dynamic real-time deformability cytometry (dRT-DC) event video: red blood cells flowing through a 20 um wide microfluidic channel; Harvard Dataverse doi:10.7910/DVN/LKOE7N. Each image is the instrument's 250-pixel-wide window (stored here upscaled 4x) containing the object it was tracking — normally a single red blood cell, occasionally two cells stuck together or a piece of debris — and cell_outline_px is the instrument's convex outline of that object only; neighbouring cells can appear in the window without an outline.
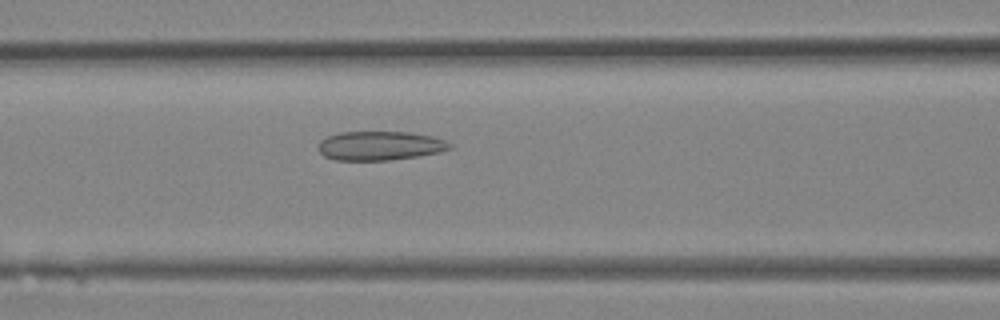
{"species": "Egyptian fruit bat (a non-hibernating species)", "species_latin": "Rousettus aegyptiacus", "temperature_condition": "room temperature", "stored_images_in_passage": 17, "camera_frame_rate_fps": 3000, "um_per_image_px": 0.085, "animal": {"sex": "female"}, "frame": {"image": 1, "passage_image": 9, "time_ms": 2.667, "image_size_px": [1000, 320], "cell_outline_px": [[452, 148], [440, 152], [420, 156], [388, 160], [336, 160], [324, 156], [316, 148], [320, 140], [328, 136], [340, 132], [408, 132], [432, 136], [444, 140], [452, 144]], "centroid_in_image_um": [32.28, 12.39], "position_along_channel_um": 134.3, "area_um2": 22.37}}
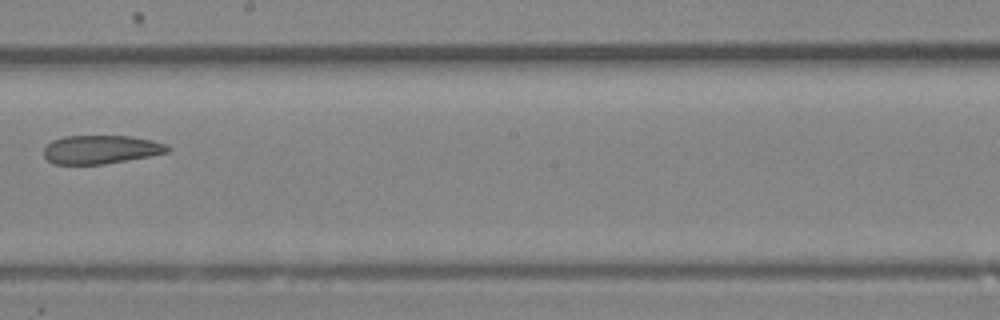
{"frame": {"image": 2, "passage_image": 14, "time_ms": 4.333, "image_size_px": [1000, 320], "cell_outline_px": [[172, 148], [168, 152], [148, 156], [104, 164], [56, 164], [48, 160], [44, 156], [44, 148], [52, 140], [64, 136], [128, 136], [152, 140], [164, 144]], "centroid_in_image_um": [8.56, 12.7], "position_along_channel_um": 239.6, "area_um2": 20.4}}
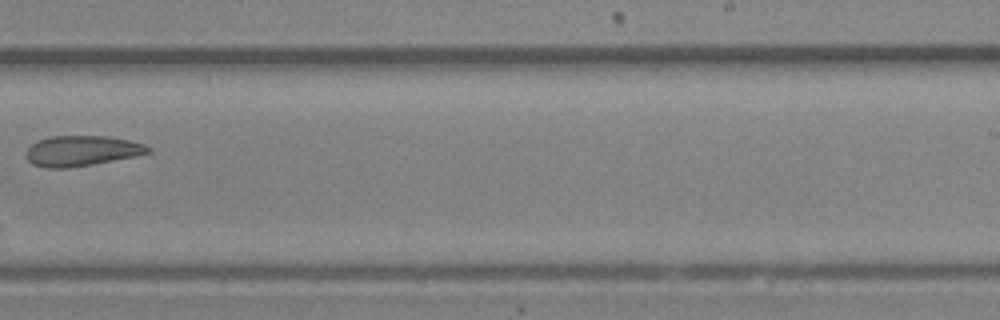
{"frame": {"image": 3, "passage_image": 16, "time_ms": 5.0, "image_size_px": [1000, 320], "cell_outline_px": [[152, 152], [136, 156], [92, 164], [68, 168], [48, 168], [32, 164], [28, 160], [28, 148], [36, 140], [52, 136], [108, 136], [128, 140], [144, 144], [152, 148]], "centroid_in_image_um": [6.98, 12.81], "position_along_channel_um": 282.0, "area_um2": 21.5}}